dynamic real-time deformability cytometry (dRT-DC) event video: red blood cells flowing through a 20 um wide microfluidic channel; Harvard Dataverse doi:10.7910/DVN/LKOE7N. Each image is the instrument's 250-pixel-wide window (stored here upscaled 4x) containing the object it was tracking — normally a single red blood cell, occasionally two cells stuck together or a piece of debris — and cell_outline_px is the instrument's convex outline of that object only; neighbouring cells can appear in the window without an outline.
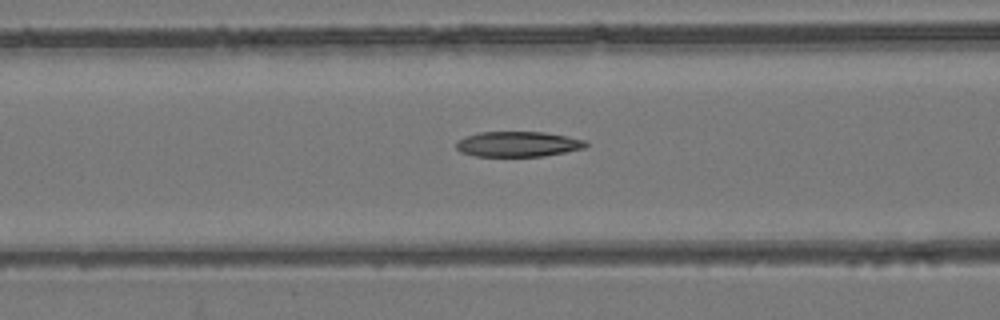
{"species": "common noctule bat (a hibernating species)", "species_latin": "Nyctalus noctula", "temperature_condition": "room temperature", "stored_images_in_passage": 48, "camera_frame_rate_fps": 3000, "um_per_image_px": 0.085, "animal": {"sex": "female", "body_mass_g": 24.6, "forearm_length_mm": 56.2}, "frame": {"image": 1, "passage_image": 23, "time_ms": 7.333, "image_size_px": [1000, 320], "cell_outline_px": [[588, 144], [584, 148], [544, 156], [476, 156], [460, 152], [456, 148], [456, 144], [460, 140], [468, 136], [480, 132], [544, 132], [584, 140]], "centroid_in_image_um": [44.02, 12.25], "position_along_channel_um": 122.6, "area_um2": 18.79}}
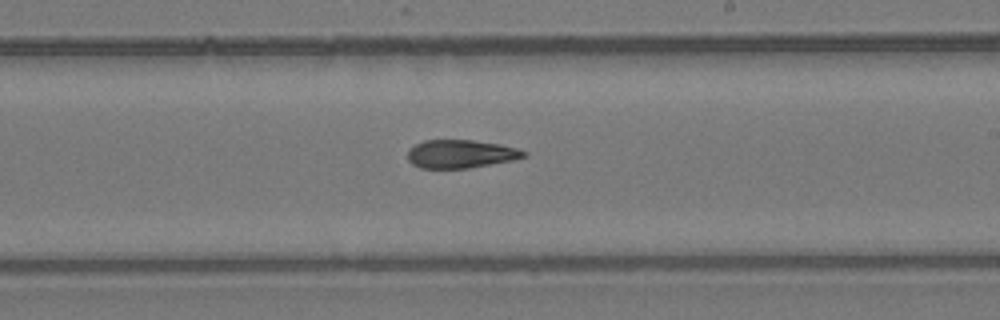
{"frame": {"image": 2, "passage_image": 33, "time_ms": 10.667, "image_size_px": [1000, 320], "cell_outline_px": [[528, 156], [512, 160], [468, 168], [420, 168], [412, 164], [408, 160], [408, 152], [416, 144], [424, 140], [472, 140], [500, 144], [516, 148], [528, 152]], "centroid_in_image_um": [39.18, 13.08], "position_along_channel_um": 249.8, "area_um2": 19.02}}
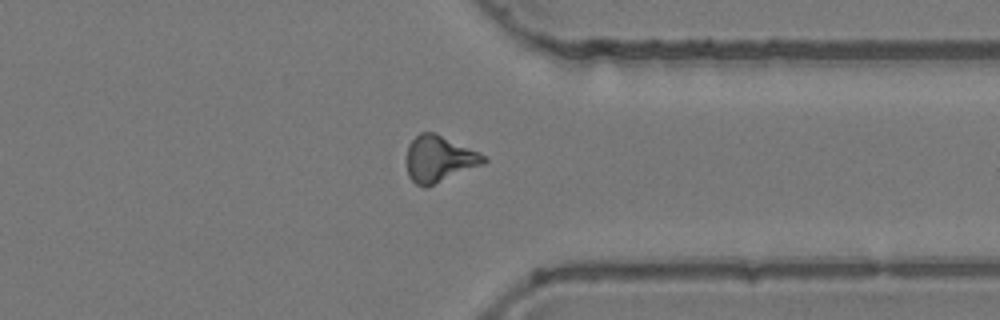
{"frame": {"image": 3, "passage_image": 43, "time_ms": 14.0, "image_size_px": [1000, 320], "cell_outline_px": [[488, 160], [484, 164], [424, 188], [416, 184], [408, 176], [408, 144], [420, 132], [436, 132], [480, 152]], "centroid_in_image_um": [37.35, 13.49], "position_along_channel_um": 374.0, "area_um2": 20.75}, "authors_computed_cell_mechanics": {"area_um2": 20.2589, "velocity_mm_per_s": 3.8176, "shape_relaxation_time_tau1_ms": null, "shape_relaxation_time_tau2_ms": 7.9317, "deformation_change_tau1": null, "deformation_change_tau2": 0.1971}}